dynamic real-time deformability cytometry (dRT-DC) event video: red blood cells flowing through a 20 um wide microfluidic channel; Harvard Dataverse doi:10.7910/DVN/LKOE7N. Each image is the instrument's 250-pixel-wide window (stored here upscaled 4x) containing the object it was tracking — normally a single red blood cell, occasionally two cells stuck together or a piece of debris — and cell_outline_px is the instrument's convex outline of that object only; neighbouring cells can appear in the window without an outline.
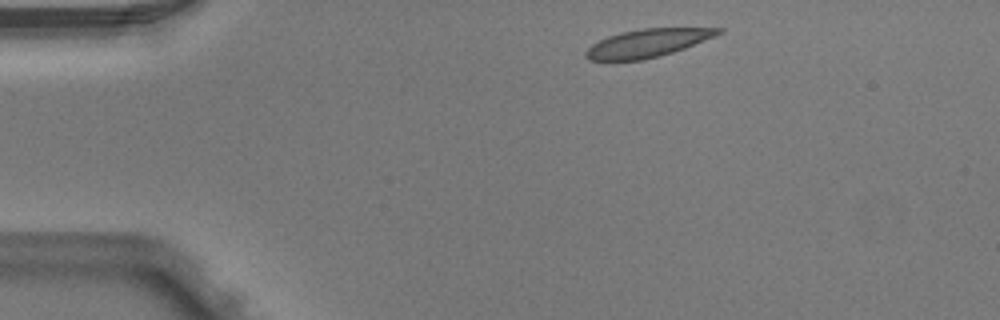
{"species": "Egyptian fruit bat (a non-hibernating species)", "species_latin": "Rousettus aegyptiacus", "temperature_condition": "warm", "stored_images_in_passage": 4, "camera_frame_rate_fps": 3000, "um_per_image_px": 0.085, "animal": {"sex": "male"}, "frame": {"image": 1, "passage_image": 1, "time_ms": 0.0, "image_size_px": [1000, 320], "cell_outline_px": [[724, 32], [716, 36], [684, 48], [660, 56], [644, 60], [588, 60], [584, 56], [584, 52], [592, 44], [608, 36], [620, 32], [640, 28], [724, 28]], "centroid_in_image_um": [55.04, 3.66], "position_along_channel_um": 30.0, "area_um2": 21.68}}
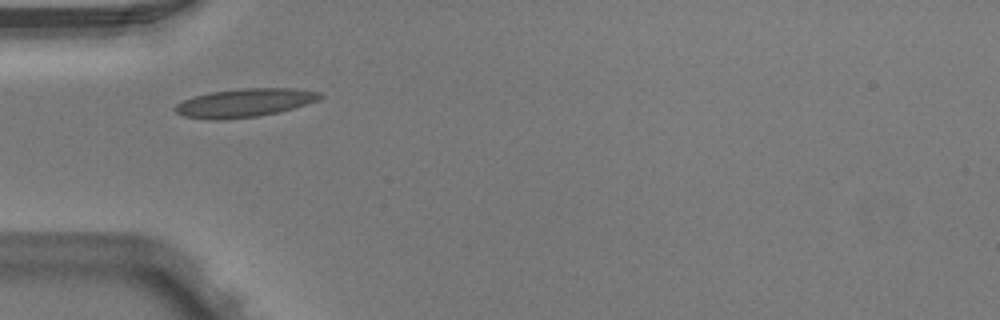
{"frame": {"image": 2, "passage_image": 3, "time_ms": 0.667, "image_size_px": [1000, 320], "cell_outline_px": [[324, 96], [316, 100], [292, 108], [276, 112], [256, 116], [224, 120], [208, 120], [184, 116], [176, 112], [172, 108], [176, 104], [192, 96], [208, 92], [240, 88], [292, 88], [320, 92]], "centroid_in_image_um": [20.71, 8.73], "position_along_channel_um": 64.3, "area_um2": 23.99}}
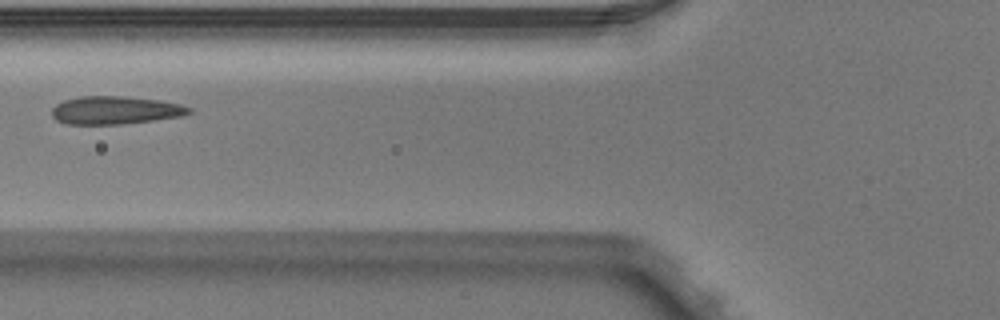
{"frame": {"image": 3, "passage_image": 4, "time_ms": 1.0, "image_size_px": [1000, 320], "cell_outline_px": [[192, 112], [180, 116], [124, 124], [64, 124], [56, 120], [52, 116], [52, 108], [56, 104], [64, 100], [80, 96], [120, 96], [160, 100], [180, 104], [192, 108]], "centroid_in_image_um": [9.76, 9.37], "position_along_channel_um": 116.0, "area_um2": 22.37}}